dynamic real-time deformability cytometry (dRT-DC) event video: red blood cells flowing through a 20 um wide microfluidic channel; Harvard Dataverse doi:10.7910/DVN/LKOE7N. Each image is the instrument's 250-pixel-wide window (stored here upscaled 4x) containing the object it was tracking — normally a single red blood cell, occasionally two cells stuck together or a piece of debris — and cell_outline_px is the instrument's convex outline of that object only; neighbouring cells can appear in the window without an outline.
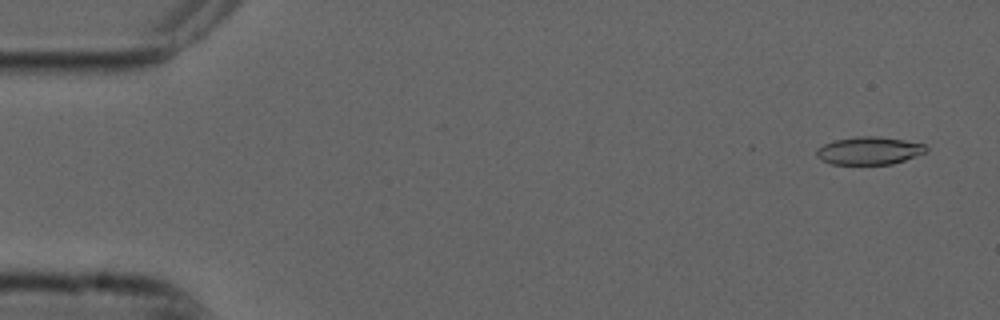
{"species": "common noctule bat (a hibernating species)", "species_latin": "Nyctalus noctula", "temperature_condition": "cold", "stored_images_in_passage": 7, "camera_frame_rate_fps": 3000, "um_per_image_px": 0.085, "animal": {"sex": "male", "forearm_length_mm": 52.5}, "frame": {"image": 1, "passage_image": 3, "time_ms": 0.667, "image_size_px": [1000, 320], "cell_outline_px": [[928, 148], [924, 152], [904, 160], [892, 164], [832, 164], [820, 160], [816, 156], [816, 148], [832, 140], [856, 136], [876, 136], [904, 140], [924, 144]], "centroid_in_image_um": [73.81, 12.8], "position_along_channel_um": 11.2, "area_um2": 17.74}}